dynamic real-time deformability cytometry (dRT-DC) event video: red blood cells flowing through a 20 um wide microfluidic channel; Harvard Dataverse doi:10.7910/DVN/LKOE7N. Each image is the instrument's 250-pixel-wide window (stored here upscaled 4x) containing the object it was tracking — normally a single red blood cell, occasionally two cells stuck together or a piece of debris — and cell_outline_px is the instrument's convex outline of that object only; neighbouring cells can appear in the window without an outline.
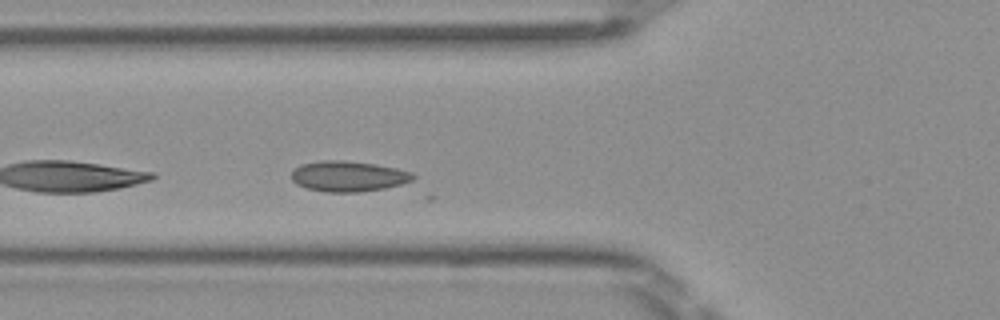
{"species": "Egyptian fruit bat (a non-hibernating species)", "species_latin": "Rousettus aegyptiacus", "temperature_condition": "room temperature", "stored_images_in_passage": 10, "camera_frame_rate_fps": 3000, "um_per_image_px": 0.085, "frame": {"image": 1, "passage_image": 4, "time_ms": 1.0, "image_size_px": [1000, 320], "cell_outline_px": [[416, 176], [412, 180], [400, 184], [384, 188], [360, 192], [324, 192], [308, 188], [296, 184], [292, 180], [292, 168], [300, 164], [320, 160], [344, 160], [376, 164], [396, 168], [412, 172]], "centroid_in_image_um": [29.57, 14.97], "position_along_channel_um": 96.2, "area_um2": 21.79}}
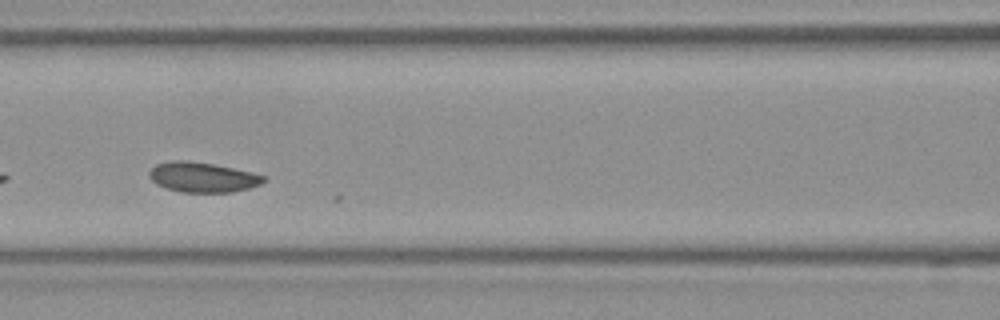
{"frame": {"image": 2, "passage_image": 8, "time_ms": 2.333, "image_size_px": [1000, 320], "cell_outline_px": [[268, 180], [260, 184], [248, 188], [232, 192], [180, 192], [156, 184], [148, 176], [148, 172], [156, 164], [168, 160], [188, 160], [212, 164], [252, 172], [268, 176]], "centroid_in_image_um": [17.23, 15.05], "position_along_channel_um": 149.4, "area_um2": 20.11}}